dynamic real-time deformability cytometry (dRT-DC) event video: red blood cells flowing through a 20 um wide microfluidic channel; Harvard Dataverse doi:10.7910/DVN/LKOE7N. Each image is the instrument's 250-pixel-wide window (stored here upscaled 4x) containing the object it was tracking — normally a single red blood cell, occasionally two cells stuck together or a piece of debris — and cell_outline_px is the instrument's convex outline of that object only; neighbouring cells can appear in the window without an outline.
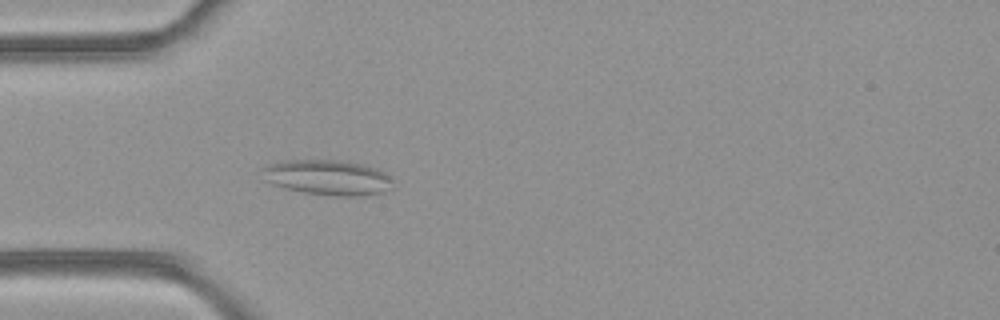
{"species": "common noctule bat (a hibernating species)", "species_latin": "Nyctalus noctula", "temperature_condition": "room temperature", "stored_images_in_passage": 44, "camera_frame_rate_fps": 3000, "um_per_image_px": 0.085, "animal": {"sex": "female", "body_mass_g": 21.9}, "frame": {"image": 1, "passage_image": 9, "time_ms": 2.667, "image_size_px": [1000, 320], "cell_outline_px": [[392, 188], [380, 192], [360, 196], [336, 196], [304, 192], [284, 188], [272, 184], [264, 180], [260, 168], [264, 164], [288, 160], [340, 160], [360, 164], [376, 168], [392, 176]], "centroid_in_image_um": [27.8, 15.07], "position_along_channel_um": 57.2, "area_um2": 26.99}}
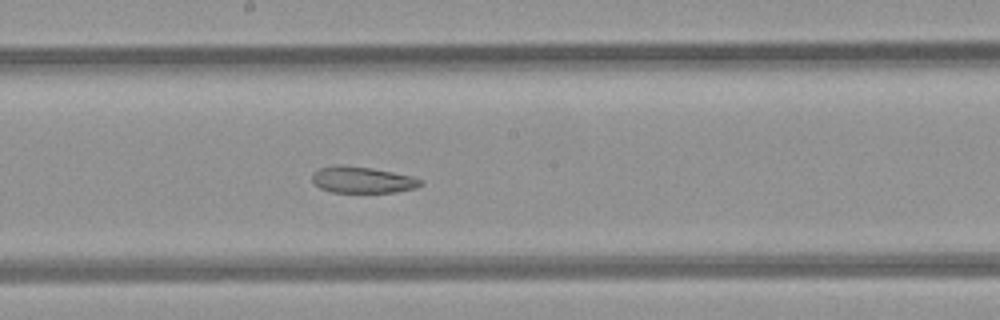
{"frame": {"image": 2, "passage_image": 21, "time_ms": 6.667, "image_size_px": [1000, 320], "cell_outline_px": [[424, 184], [416, 188], [396, 192], [332, 192], [320, 188], [312, 180], [312, 176], [320, 168], [340, 164], [372, 168], [412, 176], [424, 180]], "centroid_in_image_um": [30.86, 15.29], "position_along_channel_um": 217.3, "area_um2": 16.65}}
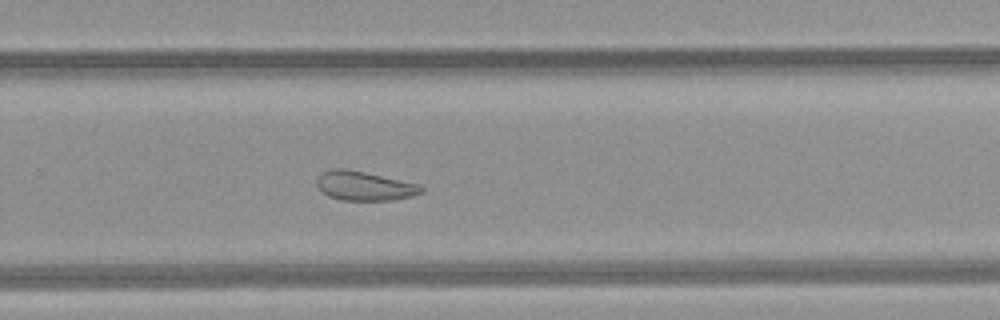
{"frame": {"image": 3, "passage_image": 27, "time_ms": 8.667, "image_size_px": [1000, 320], "cell_outline_px": [[424, 188], [420, 192], [408, 196], [392, 200], [340, 200], [328, 196], [316, 184], [316, 180], [320, 172], [332, 168], [344, 168], [364, 172], [420, 184]], "centroid_in_image_um": [30.91, 15.79], "position_along_channel_um": 298.9, "area_um2": 17.63}, "authors_computed_cell_mechanics": {"area_um2": 21.7328, "velocity_mm_per_s": 4.0942, "shape_relaxation_time_tau1_ms": null, "shape_relaxation_time_tau2_ms": 3.9816, "deformation_change_tau1": null, "deformation_change_tau2": 0.114}}